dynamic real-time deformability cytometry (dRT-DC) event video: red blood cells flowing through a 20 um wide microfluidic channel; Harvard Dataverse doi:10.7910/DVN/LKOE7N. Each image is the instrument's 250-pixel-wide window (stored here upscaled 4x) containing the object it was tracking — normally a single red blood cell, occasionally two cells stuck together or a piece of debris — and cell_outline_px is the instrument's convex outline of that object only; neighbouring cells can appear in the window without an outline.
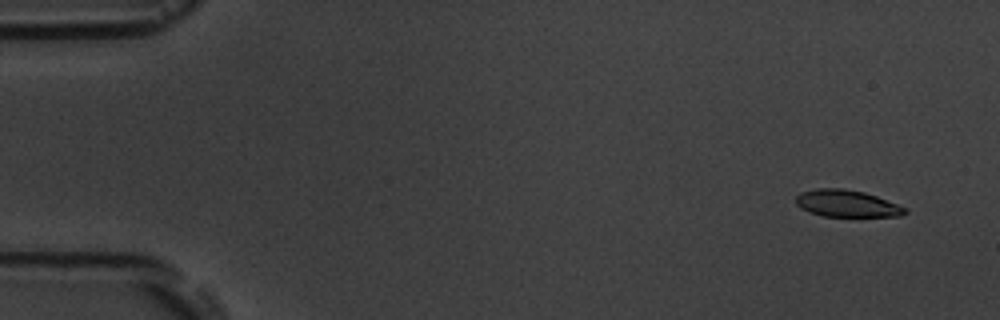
{"species": "common noctule bat (a hibernating species)", "species_latin": "Nyctalus noctula", "temperature_condition": "room temperature", "stored_images_in_passage": 6, "segment_of_instrument_passage": [2, 2], "camera_frame_rate_fps": 3000, "um_per_image_px": 0.085, "animal": {"sex": "male", "body_mass_g": 19.5, "forearm_length_mm": 54.6}, "frame": {"image": 1, "passage_image": 6, "time_ms": 6.333, "image_size_px": [1000, 320], "cell_outline_px": [[908, 212], [900, 216], [824, 216], [808, 212], [800, 208], [796, 204], [796, 196], [800, 192], [816, 188], [844, 188], [864, 192], [876, 196], [908, 208]], "centroid_in_image_um": [71.96, 17.29], "position_along_channel_um": 13.0, "area_um2": 17.22}}